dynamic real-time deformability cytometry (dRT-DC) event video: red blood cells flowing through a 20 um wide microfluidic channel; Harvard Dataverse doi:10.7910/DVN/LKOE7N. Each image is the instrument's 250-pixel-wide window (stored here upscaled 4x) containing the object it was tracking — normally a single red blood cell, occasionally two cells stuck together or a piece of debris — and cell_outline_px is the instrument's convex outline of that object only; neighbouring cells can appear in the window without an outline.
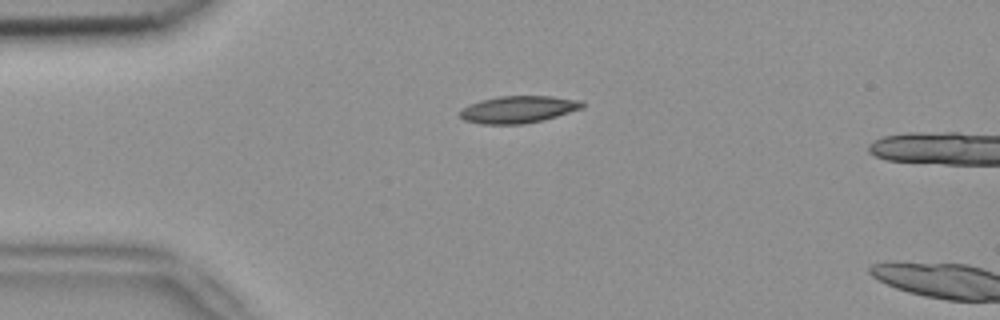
{"species": "common noctule bat (a hibernating species)", "species_latin": "Nyctalus noctula", "temperature_condition": "room temperature", "stored_images_in_passage": 2, "camera_frame_rate_fps": 3000, "um_per_image_px": 0.085, "animal": {"sex": "female", "body_mass_g": 18.4}, "frame": {"image": 1, "passage_image": 1, "time_ms": 0.0, "image_size_px": [1000, 320], "cell_outline_px": [[584, 108], [544, 120], [524, 124], [480, 124], [464, 120], [460, 116], [460, 112], [464, 108], [480, 100], [500, 96], [552, 96], [580, 100], [584, 104]], "centroid_in_image_um": [44.09, 9.3], "position_along_channel_um": 40.9, "area_um2": 19.31}}